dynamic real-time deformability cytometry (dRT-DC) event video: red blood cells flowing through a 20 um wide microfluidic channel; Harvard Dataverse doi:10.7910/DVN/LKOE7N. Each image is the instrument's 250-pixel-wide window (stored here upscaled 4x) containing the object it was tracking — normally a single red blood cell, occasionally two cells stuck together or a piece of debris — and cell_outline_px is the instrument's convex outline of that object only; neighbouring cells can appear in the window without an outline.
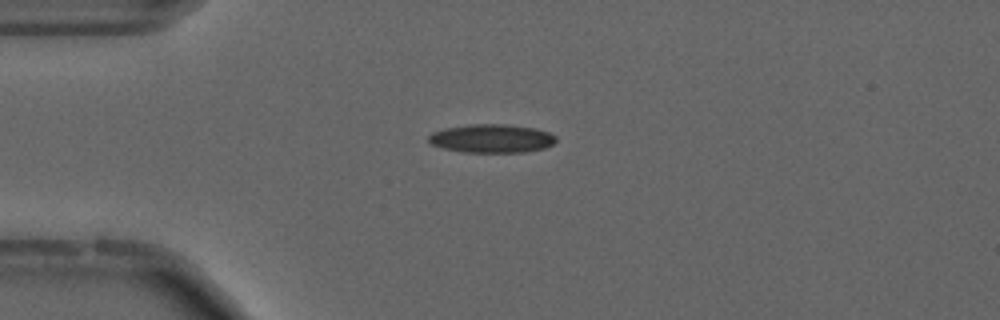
{"species": "common noctule bat (a hibernating species)", "species_latin": "Nyctalus noctula", "temperature_condition": "cold", "stored_images_in_passage": 49, "camera_frame_rate_fps": 3000, "um_per_image_px": 0.085, "animal": {"sex": "male", "forearm_length_mm": 52.5}, "frame": {"image": 1, "passage_image": 8, "time_ms": 2.333, "image_size_px": [1000, 320], "cell_outline_px": [[556, 140], [552, 144], [544, 148], [524, 152], [464, 152], [444, 148], [432, 144], [428, 140], [428, 136], [432, 132], [444, 128], [472, 124], [504, 124], [536, 128], [548, 132], [556, 136]], "centroid_in_image_um": [41.79, 11.76], "position_along_channel_um": 43.2, "area_um2": 21.1}, "authors_computed_cell_mechanics": {"area_um2": 19.7676, "velocity_mm_per_s": 3.7055, "shape_relaxation_time_tau1_ms": null, "shape_relaxation_time_tau2_ms": 2.1788, "deformation_change_tau1": null, "deformation_change_tau2": 0.111}}